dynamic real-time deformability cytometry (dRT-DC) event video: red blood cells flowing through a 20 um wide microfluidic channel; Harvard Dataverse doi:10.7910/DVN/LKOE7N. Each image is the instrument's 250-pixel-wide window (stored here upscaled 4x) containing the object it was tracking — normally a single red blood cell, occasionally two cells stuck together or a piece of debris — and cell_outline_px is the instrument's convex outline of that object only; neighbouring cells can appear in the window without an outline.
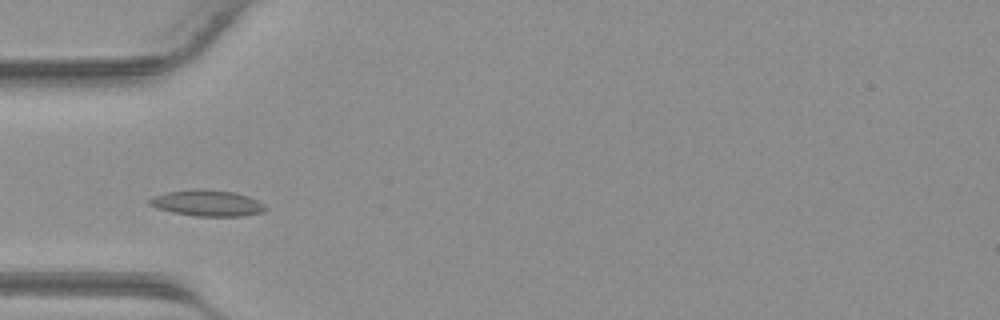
{"species": "common noctule bat (a hibernating species)", "species_latin": "Nyctalus noctula", "temperature_condition": "warm", "stored_images_in_passage": 30, "camera_frame_rate_fps": 3000, "um_per_image_px": 0.085, "animal": {"sex": "male", "body_mass_g": 23.1, "forearm_length_mm": 52.7}, "frame": {"image": 1, "passage_image": 4, "time_ms": 1.0, "image_size_px": [1000, 320], "cell_outline_px": [[268, 208], [260, 212], [244, 216], [196, 216], [172, 212], [156, 208], [148, 204], [148, 200], [152, 196], [164, 192], [192, 188], [204, 188], [236, 192], [248, 196], [264, 204]], "centroid_in_image_um": [17.57, 17.24], "position_along_channel_um": 67.4, "area_um2": 17.98}}
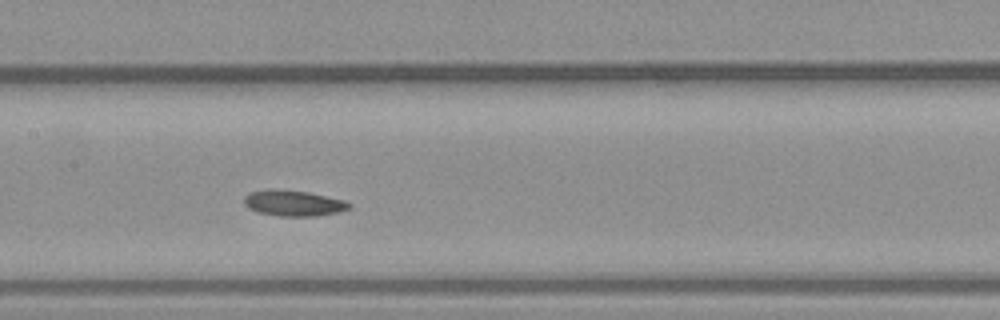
{"frame": {"image": 2, "passage_image": 11, "time_ms": 3.333, "image_size_px": [1000, 320], "cell_outline_px": [[352, 208], [336, 212], [316, 216], [280, 216], [256, 212], [248, 208], [244, 204], [244, 196], [248, 192], [268, 188], [284, 188], [308, 192], [348, 200], [352, 204]], "centroid_in_image_um": [24.94, 17.24], "position_along_channel_um": 182.5, "area_um2": 16.36}}
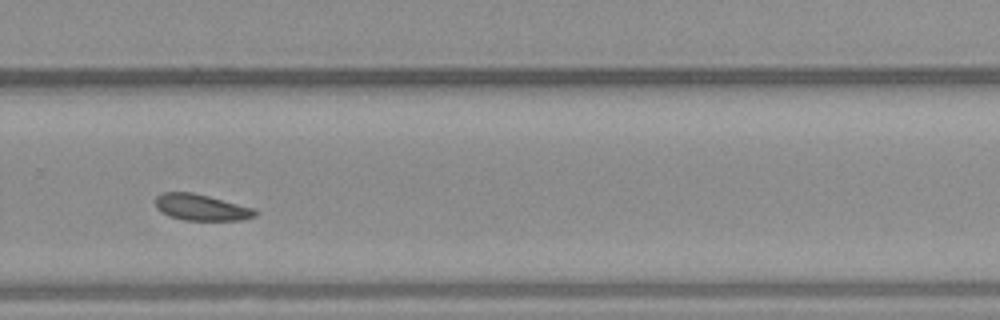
{"frame": {"image": 3, "passage_image": 19, "time_ms": 6.0, "image_size_px": [1000, 320], "cell_outline_px": [[260, 212], [256, 216], [240, 220], [184, 220], [168, 216], [160, 212], [156, 208], [156, 196], [160, 192], [192, 192], [256, 208]], "centroid_in_image_um": [17.12, 17.63], "position_along_channel_um": 312.7, "area_um2": 15.49}}